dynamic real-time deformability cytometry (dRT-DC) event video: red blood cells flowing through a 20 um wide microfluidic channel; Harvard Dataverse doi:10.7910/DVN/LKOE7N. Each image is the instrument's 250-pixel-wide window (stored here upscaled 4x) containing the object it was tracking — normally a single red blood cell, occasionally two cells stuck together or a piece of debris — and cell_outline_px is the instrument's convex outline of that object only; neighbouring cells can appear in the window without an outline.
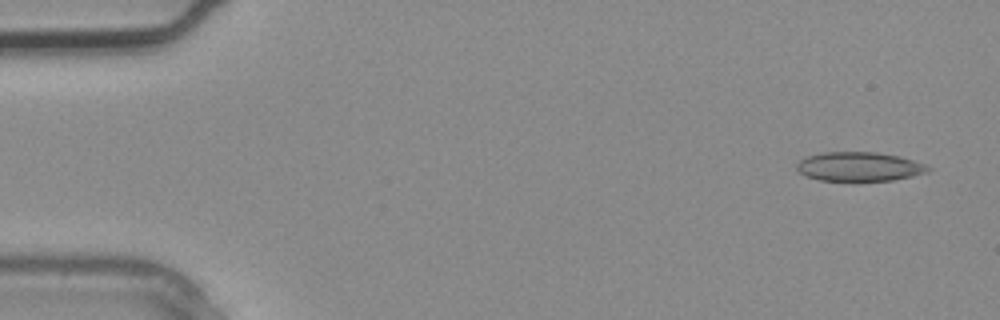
{"species": "common noctule bat (a hibernating species)", "species_latin": "Nyctalus noctula", "temperature_condition": "warm", "stored_images_in_passage": 4, "camera_frame_rate_fps": 3000, "um_per_image_px": 0.085, "animal": {"sex": "male", "body_mass_g": 20.4}, "frame": {"image": 1, "passage_image": 1, "time_ms": 0.0, "image_size_px": [1000, 320], "cell_outline_px": [[932, 168], [928, 172], [912, 176], [892, 180], [856, 184], [820, 180], [808, 176], [800, 172], [796, 168], [796, 164], [800, 160], [808, 156], [820, 152], [876, 152], [900, 156], [924, 164]], "centroid_in_image_um": [73.03, 14.2], "position_along_channel_um": 12.0, "area_um2": 23.12}}